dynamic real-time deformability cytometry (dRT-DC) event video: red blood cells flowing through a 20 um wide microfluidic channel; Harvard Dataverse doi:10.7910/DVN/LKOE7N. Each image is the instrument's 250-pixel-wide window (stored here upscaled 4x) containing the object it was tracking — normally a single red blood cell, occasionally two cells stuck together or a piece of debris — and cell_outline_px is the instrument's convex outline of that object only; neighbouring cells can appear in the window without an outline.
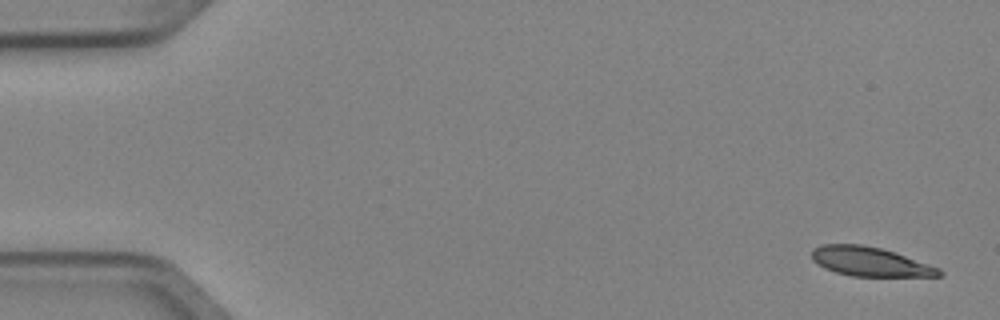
{"species": "Egyptian fruit bat (a non-hibernating species)", "species_latin": "Rousettus aegyptiacus", "temperature_condition": "cold", "stored_images_in_passage": 4, "camera_frame_rate_fps": 3000, "um_per_image_px": 0.085, "animal": {"sex": "female"}, "frame": {"image": 1, "passage_image": 1, "time_ms": 0.0, "image_size_px": [1000, 320], "cell_outline_px": [[944, 276], [852, 276], [836, 272], [824, 268], [812, 260], [812, 248], [820, 244], [860, 244], [880, 248], [896, 252], [940, 268], [944, 272]], "centroid_in_image_um": [73.96, 22.23], "position_along_channel_um": 11.0, "area_um2": 21.79}}
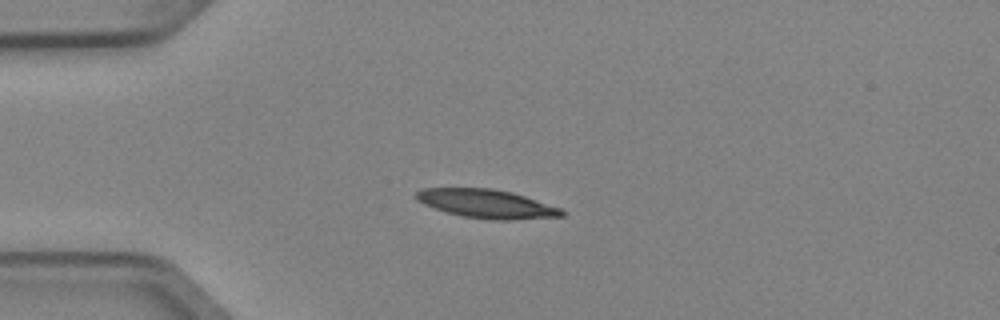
{"frame": {"image": 2, "passage_image": 4, "time_ms": 1.0, "image_size_px": [1000, 320], "cell_outline_px": [[564, 216], [512, 220], [488, 220], [460, 216], [424, 204], [416, 200], [416, 192], [420, 188], [492, 188], [512, 192], [560, 208], [564, 212]], "centroid_in_image_um": [41.35, 17.32], "position_along_channel_um": 43.7, "area_um2": 24.28}}